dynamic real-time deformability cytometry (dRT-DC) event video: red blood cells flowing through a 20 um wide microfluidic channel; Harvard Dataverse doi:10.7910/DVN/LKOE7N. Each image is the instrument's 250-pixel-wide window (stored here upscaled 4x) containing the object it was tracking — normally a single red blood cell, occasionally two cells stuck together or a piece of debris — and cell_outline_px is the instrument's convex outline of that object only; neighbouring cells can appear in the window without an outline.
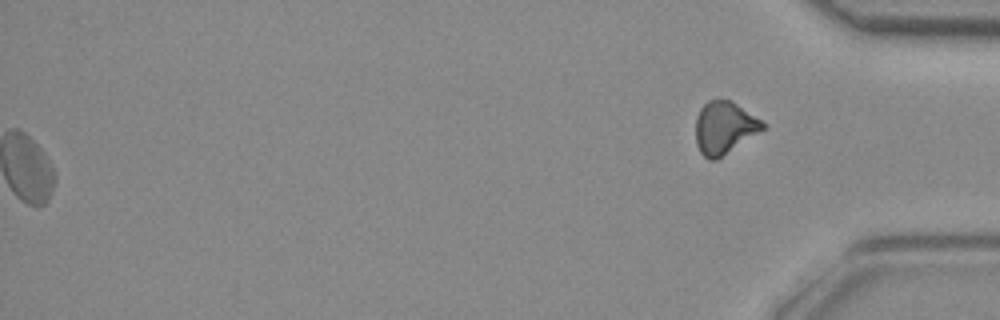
{"species": "common noctule bat (a hibernating species)", "species_latin": "Nyctalus noctula", "temperature_condition": "room temperature", "stored_images_in_passage": 49, "segment_of_instrument_passage": [2, 2], "camera_frame_rate_fps": 3000, "um_per_image_px": 0.085, "animal": {"sex": "female", "body_mass_g": 29.2, "forearm_length_mm": 56.3}, "frame": {"image": 1, "passage_image": 49, "time_ms": 16.0, "image_size_px": [1000, 320], "cell_outline_px": [[768, 124], [764, 128], [716, 160], [708, 160], [700, 152], [696, 144], [696, 116], [700, 108], [708, 100], [732, 100], [764, 120]], "centroid_in_image_um": [61.58, 10.83], "position_along_channel_um": 373.6, "area_um2": 20.58}}